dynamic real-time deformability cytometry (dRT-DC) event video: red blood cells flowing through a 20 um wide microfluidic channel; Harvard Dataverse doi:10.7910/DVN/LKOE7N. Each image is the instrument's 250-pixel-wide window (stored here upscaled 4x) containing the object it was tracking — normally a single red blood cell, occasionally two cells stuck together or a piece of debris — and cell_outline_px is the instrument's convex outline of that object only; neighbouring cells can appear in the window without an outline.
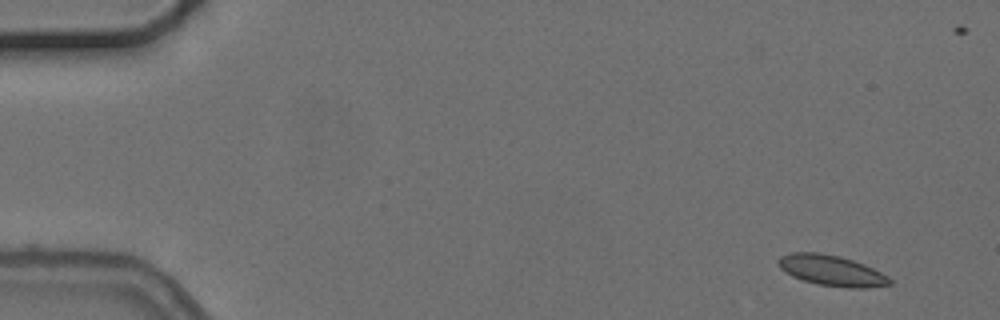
{"species": "common noctule bat (a hibernating species)", "species_latin": "Nyctalus noctula", "temperature_condition": "cold", "stored_images_in_passage": 5, "camera_frame_rate_fps": 3000, "um_per_image_px": 0.085, "animal": {"sex": "female", "body_mass_g": 24.6, "forearm_length_mm": 56.2}, "frame": {"image": 1, "passage_image": 1, "time_ms": 0.0, "image_size_px": [1000, 320], "cell_outline_px": [[892, 284], [868, 288], [848, 288], [816, 284], [792, 276], [784, 272], [780, 268], [776, 260], [780, 256], [792, 252], [816, 252], [840, 256], [864, 264], [888, 276], [892, 280]], "centroid_in_image_um": [70.67, 23.0], "position_along_channel_um": 14.3, "area_um2": 20.0}}